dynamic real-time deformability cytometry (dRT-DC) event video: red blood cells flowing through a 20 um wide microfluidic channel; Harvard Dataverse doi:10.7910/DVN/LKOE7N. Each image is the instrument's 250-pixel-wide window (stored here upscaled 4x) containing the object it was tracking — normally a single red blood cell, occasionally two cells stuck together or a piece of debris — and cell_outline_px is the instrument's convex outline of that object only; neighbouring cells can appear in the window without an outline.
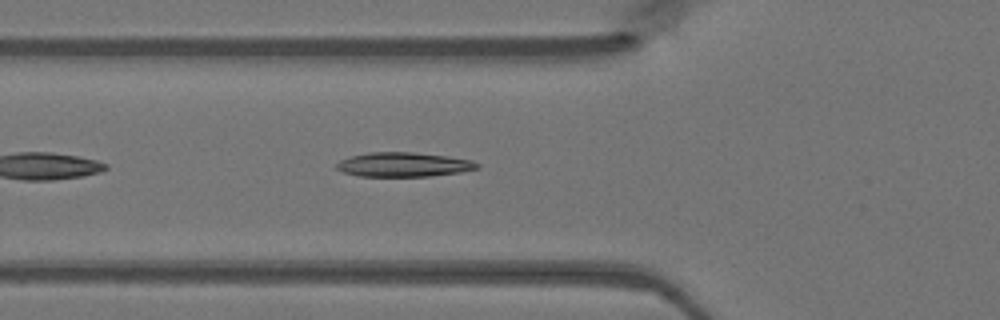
{"species": "Egyptian fruit bat (a non-hibernating species)", "species_latin": "Rousettus aegyptiacus", "temperature_condition": "warm", "stored_images_in_passage": 36, "camera_frame_rate_fps": 3000, "um_per_image_px": 0.085, "animal": {"sex": "female"}, "frame": {"image": 1, "passage_image": 5, "time_ms": 1.333, "image_size_px": [1000, 320], "cell_outline_px": [[480, 168], [460, 172], [432, 176], [360, 176], [344, 172], [336, 168], [336, 164], [340, 160], [352, 156], [368, 152], [412, 152], [444, 156], [472, 160], [480, 164]], "centroid_in_image_um": [34.32, 13.99], "position_along_channel_um": 91.5, "area_um2": 19.83}}
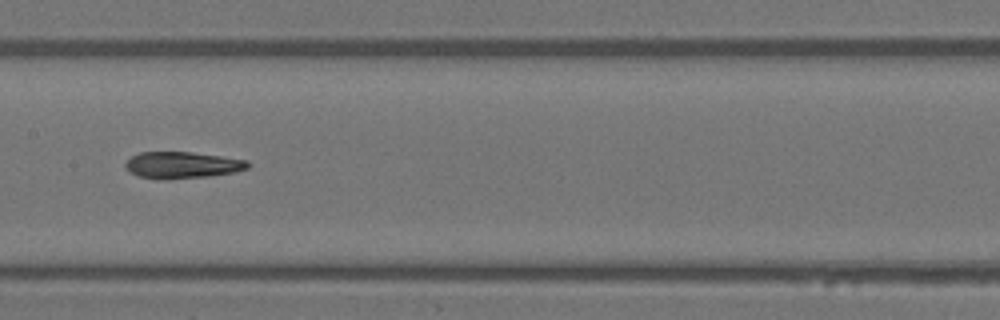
{"frame": {"image": 2, "passage_image": 12, "time_ms": 3.667, "image_size_px": [1000, 320], "cell_outline_px": [[248, 168], [236, 172], [208, 176], [140, 176], [132, 172], [124, 164], [132, 156], [140, 152], [192, 152], [248, 160]], "centroid_in_image_um": [15.57, 13.97], "position_along_channel_um": 191.8, "area_um2": 17.8}}
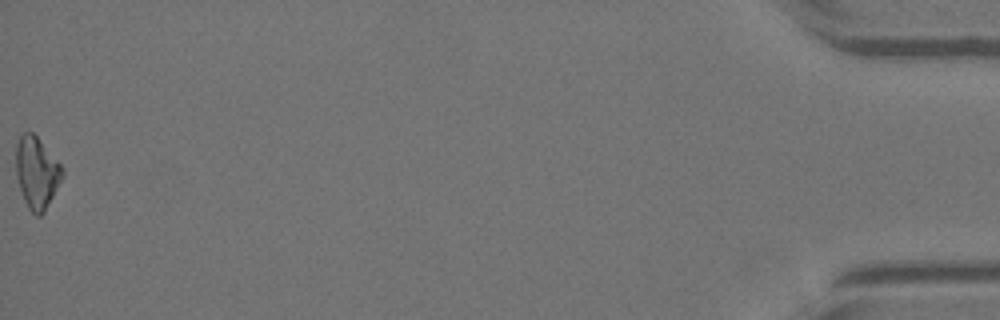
{"frame": {"image": 3, "passage_image": 36, "time_ms": 11.667, "image_size_px": [1000, 320], "cell_outline_px": [[64, 176], [44, 212], [40, 216], [36, 216], [28, 208], [24, 200], [16, 176], [16, 144], [20, 136], [24, 132], [32, 132], [36, 136], [64, 168]], "centroid_in_image_um": [3.13, 14.68], "position_along_channel_um": 432.1, "area_um2": 19.31}}